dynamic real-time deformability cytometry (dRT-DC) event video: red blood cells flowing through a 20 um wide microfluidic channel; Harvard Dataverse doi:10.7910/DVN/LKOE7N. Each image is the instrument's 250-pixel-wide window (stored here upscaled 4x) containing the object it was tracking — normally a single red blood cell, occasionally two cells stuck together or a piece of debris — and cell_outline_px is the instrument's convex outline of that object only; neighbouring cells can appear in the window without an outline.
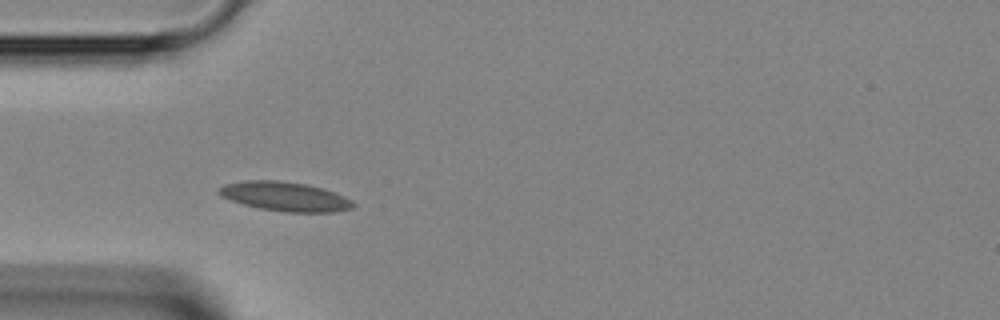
{"species": "Egyptian fruit bat (a non-hibernating species)", "species_latin": "Rousettus aegyptiacus", "temperature_condition": "room temperature", "stored_images_in_passage": 40, "camera_frame_rate_fps": 3000, "um_per_image_px": 0.085, "animal": {"sex": "female"}, "frame": {"image": 1, "passage_image": 9, "time_ms": 2.667, "image_size_px": [1000, 320], "cell_outline_px": [[356, 204], [352, 208], [332, 212], [284, 212], [260, 208], [244, 204], [220, 196], [216, 192], [224, 184], [244, 180], [276, 180], [304, 184], [320, 188], [344, 196], [352, 200]], "centroid_in_image_um": [24.2, 16.7], "position_along_channel_um": 60.8, "area_um2": 22.66}}
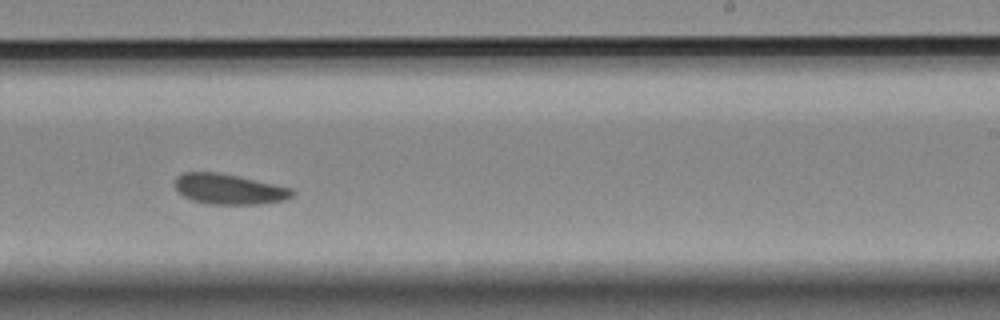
{"frame": {"image": 2, "passage_image": 23, "time_ms": 7.333, "image_size_px": [1000, 320], "cell_outline_px": [[296, 192], [288, 200], [260, 204], [208, 204], [192, 200], [176, 192], [172, 184], [176, 176], [184, 172], [220, 172], [276, 184], [292, 188]], "centroid_in_image_um": [19.45, 16.07], "position_along_channel_um": 269.6, "area_um2": 21.27}}
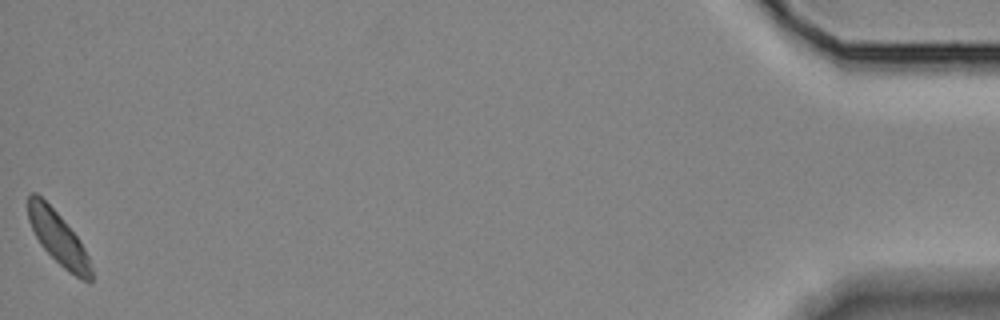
{"frame": {"image": 3, "passage_image": 40, "time_ms": 13.0, "image_size_px": [1000, 320], "cell_outline_px": [[92, 284], [68, 272], [40, 244], [28, 220], [28, 192], [36, 192], [60, 216], [80, 240], [88, 256], [92, 268]], "centroid_in_image_um": [4.95, 20.24], "position_along_channel_um": 430.2, "area_um2": 19.19}}